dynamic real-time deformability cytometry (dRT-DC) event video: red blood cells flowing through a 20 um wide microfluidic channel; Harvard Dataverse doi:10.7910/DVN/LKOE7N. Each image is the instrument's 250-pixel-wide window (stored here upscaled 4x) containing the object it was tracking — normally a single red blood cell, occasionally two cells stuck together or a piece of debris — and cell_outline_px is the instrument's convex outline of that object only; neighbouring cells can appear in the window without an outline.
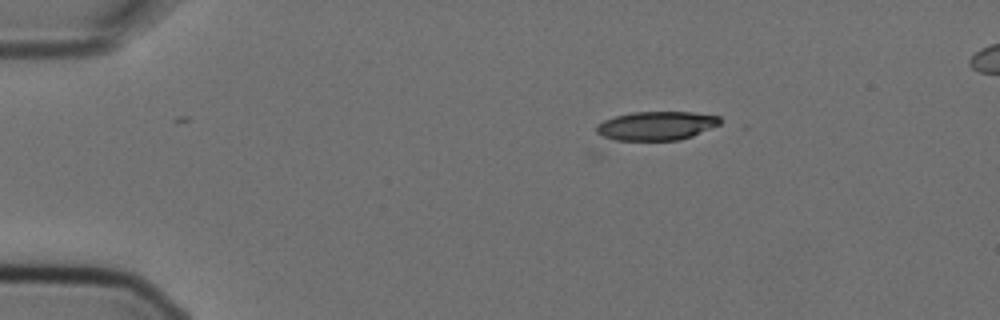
{"species": "Egyptian fruit bat (a non-hibernating species)", "species_latin": "Rousettus aegyptiacus", "temperature_condition": "cold", "stored_images_in_passage": 5, "camera_frame_rate_fps": 3000, "um_per_image_px": 0.085, "animal": {"sex": "female"}, "frame": {"image": 1, "passage_image": 3, "time_ms": 0.667, "image_size_px": [1000, 320], "cell_outline_px": [[720, 124], [692, 136], [680, 140], [616, 140], [604, 136], [596, 132], [596, 124], [604, 120], [616, 116], [632, 112], [692, 112], [720, 116]], "centroid_in_image_um": [55.79, 10.68], "position_along_channel_um": 29.2, "area_um2": 20.63}}